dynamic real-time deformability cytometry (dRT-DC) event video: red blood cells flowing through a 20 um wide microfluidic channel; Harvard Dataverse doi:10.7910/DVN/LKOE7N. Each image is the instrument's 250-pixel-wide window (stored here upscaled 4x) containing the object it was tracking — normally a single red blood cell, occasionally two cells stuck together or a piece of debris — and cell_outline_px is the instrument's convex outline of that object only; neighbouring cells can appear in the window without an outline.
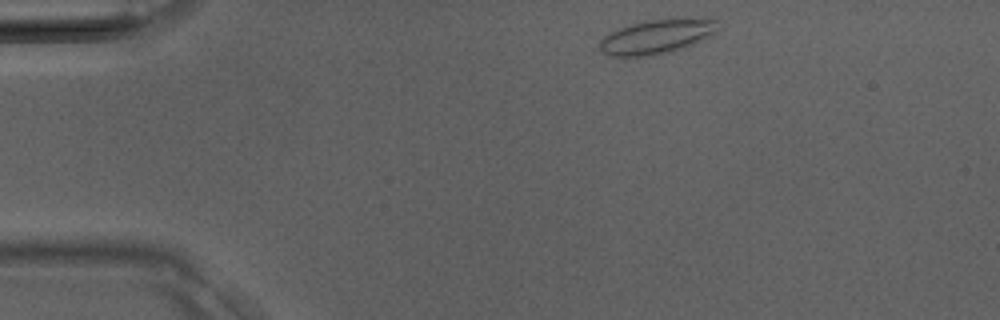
{"species": "Egyptian fruit bat (a non-hibernating species)", "species_latin": "Rousettus aegyptiacus", "temperature_condition": "room temperature", "stored_images_in_passage": 33, "camera_frame_rate_fps": 3000, "um_per_image_px": 0.085, "animal": {"sex": "male"}, "frame": {"image": 1, "passage_image": 1, "time_ms": 0.0, "image_size_px": [1000, 320], "cell_outline_px": [[716, 20], [712, 32], [708, 36], [684, 48], [672, 52], [648, 56], [608, 56], [600, 52], [600, 40], [604, 36], [620, 28], [644, 20], [676, 16], [700, 16]], "centroid_in_image_um": [55.81, 3.08], "position_along_channel_um": 29.2, "area_um2": 24.04}}
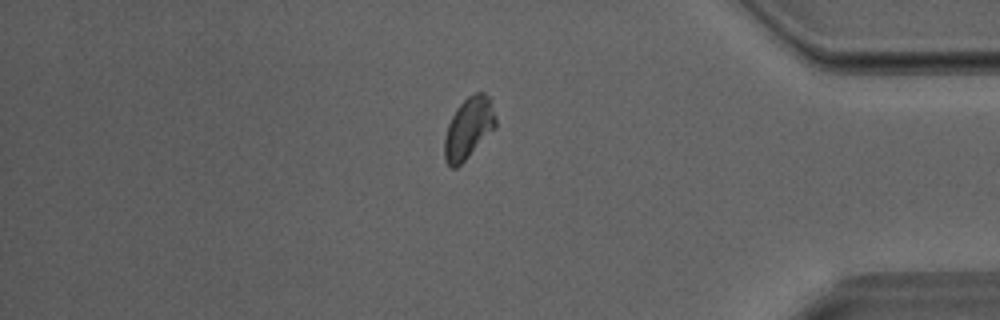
{"frame": {"image": 2, "passage_image": 27, "time_ms": 8.667, "image_size_px": [1000, 320], "cell_outline_px": [[496, 128], [456, 168], [452, 168], [444, 160], [444, 136], [448, 124], [456, 108], [468, 96], [476, 92], [484, 92], [492, 100], [496, 120]], "centroid_in_image_um": [39.83, 10.87], "position_along_channel_um": 395.4, "area_um2": 18.32}}
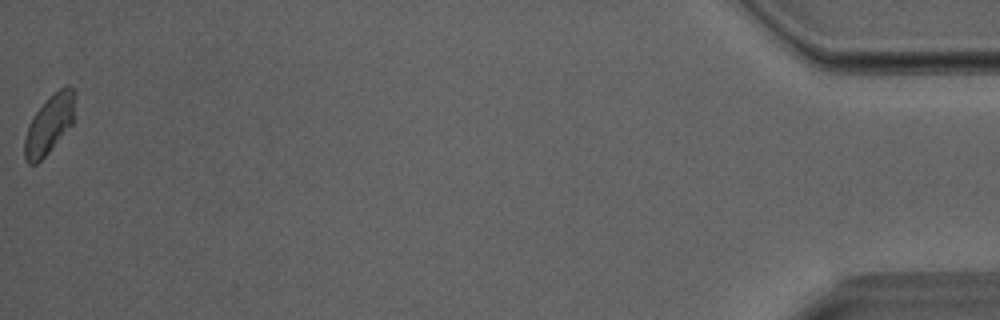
{"frame": {"image": 3, "passage_image": 33, "time_ms": 10.667, "image_size_px": [1000, 320], "cell_outline_px": [[76, 96], [72, 124], [48, 152], [36, 164], [28, 164], [24, 160], [24, 140], [28, 124], [36, 112], [60, 88], [68, 84], [76, 92]], "centroid_in_image_um": [4.19, 10.58], "position_along_channel_um": 431.0, "area_um2": 16.94}}